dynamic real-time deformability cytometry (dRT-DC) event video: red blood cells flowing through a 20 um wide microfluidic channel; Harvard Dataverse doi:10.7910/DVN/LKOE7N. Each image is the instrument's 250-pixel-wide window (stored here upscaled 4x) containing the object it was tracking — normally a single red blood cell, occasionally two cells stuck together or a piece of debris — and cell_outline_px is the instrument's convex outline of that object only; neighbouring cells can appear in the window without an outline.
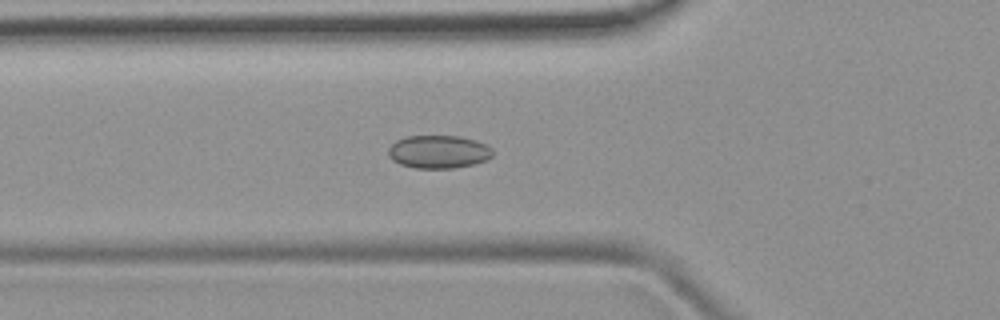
{"species": "common noctule bat (a hibernating species)", "species_latin": "Nyctalus noctula", "temperature_condition": "room temperature", "stored_images_in_passage": 28, "camera_frame_rate_fps": 3000, "um_per_image_px": 0.085, "animal": {"sex": "female", "body_mass_g": 19.9}, "frame": {"image": 1, "passage_image": 9, "time_ms": 2.667, "image_size_px": [1000, 320], "cell_outline_px": [[492, 156], [488, 160], [472, 164], [452, 168], [416, 168], [400, 164], [392, 160], [388, 156], [388, 148], [396, 140], [404, 136], [460, 136], [476, 140], [488, 144], [492, 148]], "centroid_in_image_um": [37.28, 12.89], "position_along_channel_um": 88.5, "area_um2": 20.29}}